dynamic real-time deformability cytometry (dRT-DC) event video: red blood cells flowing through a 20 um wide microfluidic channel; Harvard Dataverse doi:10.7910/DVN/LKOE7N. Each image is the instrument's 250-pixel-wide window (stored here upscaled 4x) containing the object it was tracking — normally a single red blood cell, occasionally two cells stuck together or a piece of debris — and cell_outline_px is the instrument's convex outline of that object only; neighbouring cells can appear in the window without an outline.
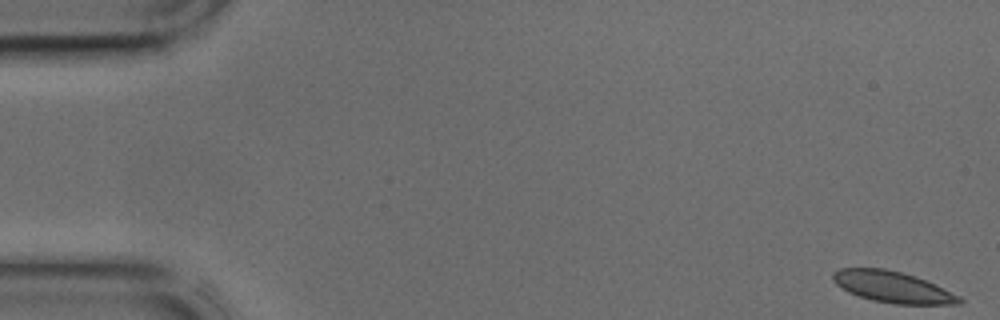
{"species": "common noctule bat (a hibernating species)", "species_latin": "Nyctalus noctula", "temperature_condition": "cold", "stored_images_in_passage": 43, "camera_frame_rate_fps": 3000, "um_per_image_px": 0.085, "animal": {"sex": "male", "body_mass_g": 17.9, "forearm_length_mm": 54.2}, "frame": {"image": 1, "passage_image": 1, "time_ms": 0.0, "image_size_px": [1000, 320], "cell_outline_px": [[964, 304], [892, 304], [872, 300], [848, 292], [836, 284], [832, 280], [832, 276], [840, 268], [884, 268], [916, 276], [960, 296], [964, 300]], "centroid_in_image_um": [75.89, 24.4], "position_along_channel_um": 9.1, "area_um2": 22.89}}
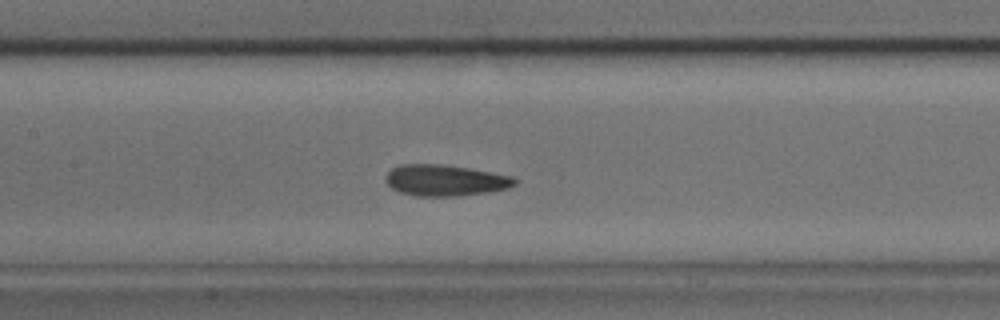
{"frame": {"image": 2, "passage_image": 20, "time_ms": 6.333, "image_size_px": [1000, 320], "cell_outline_px": [[516, 184], [508, 188], [488, 192], [456, 196], [416, 196], [400, 192], [392, 188], [384, 180], [384, 176], [392, 168], [400, 164], [440, 164], [468, 168], [512, 176], [516, 180]], "centroid_in_image_um": [37.8, 15.33], "position_along_channel_um": 169.6, "area_um2": 23.41}}
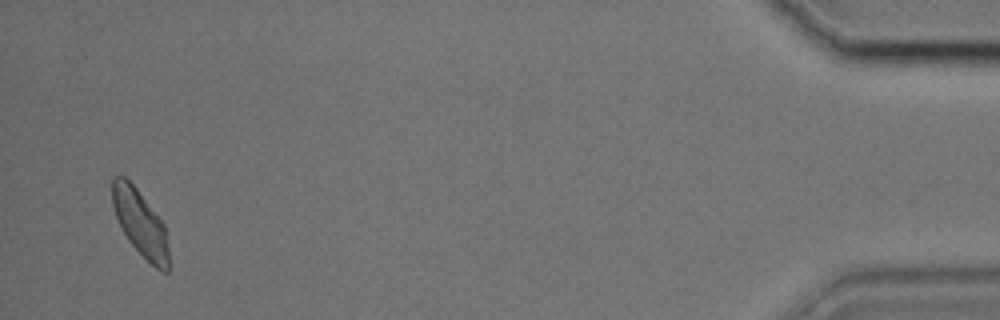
{"frame": {"image": 3, "passage_image": 42, "time_ms": 13.667, "image_size_px": [1000, 320], "cell_outline_px": [[168, 272], [164, 272], [156, 268], [128, 240], [116, 216], [112, 204], [112, 176], [124, 176], [136, 188], [164, 224], [168, 248]], "centroid_in_image_um": [11.91, 18.94], "position_along_channel_um": 423.3, "area_um2": 21.15}}